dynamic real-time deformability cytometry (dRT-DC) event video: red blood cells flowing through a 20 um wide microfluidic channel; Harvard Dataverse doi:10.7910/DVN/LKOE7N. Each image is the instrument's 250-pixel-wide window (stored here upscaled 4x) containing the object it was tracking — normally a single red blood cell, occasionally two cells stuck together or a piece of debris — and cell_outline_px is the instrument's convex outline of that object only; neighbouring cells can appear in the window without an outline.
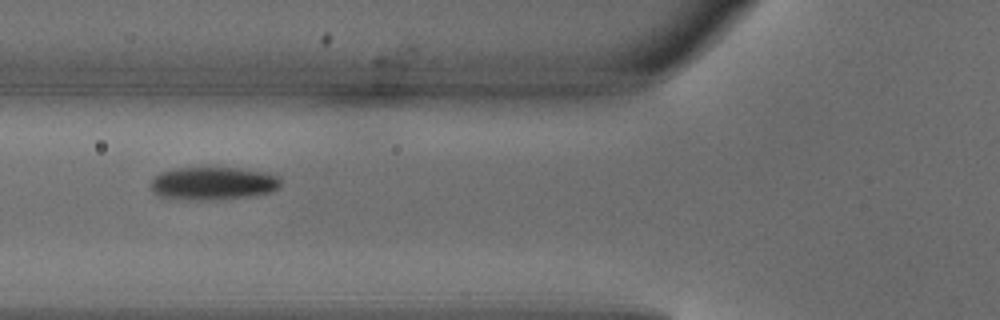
{"species": "common noctule bat (a hibernating species)", "species_latin": "Nyctalus noctula", "temperature_condition": "warm", "stored_images_in_passage": 2, "camera_frame_rate_fps": 3000, "um_per_image_px": 0.085, "animal": {"sex": "male", "body_mass_g": 18.8}, "frame": {"image": 1, "passage_image": 2, "time_ms": 0.333, "image_size_px": [1000, 320], "cell_outline_px": [[280, 188], [272, 192], [256, 196], [212, 200], [188, 200], [160, 196], [152, 192], [152, 180], [160, 172], [172, 168], [240, 168], [280, 176]], "centroid_in_image_um": [18.14, 15.6], "position_along_channel_um": 107.7, "area_um2": 25.14}}